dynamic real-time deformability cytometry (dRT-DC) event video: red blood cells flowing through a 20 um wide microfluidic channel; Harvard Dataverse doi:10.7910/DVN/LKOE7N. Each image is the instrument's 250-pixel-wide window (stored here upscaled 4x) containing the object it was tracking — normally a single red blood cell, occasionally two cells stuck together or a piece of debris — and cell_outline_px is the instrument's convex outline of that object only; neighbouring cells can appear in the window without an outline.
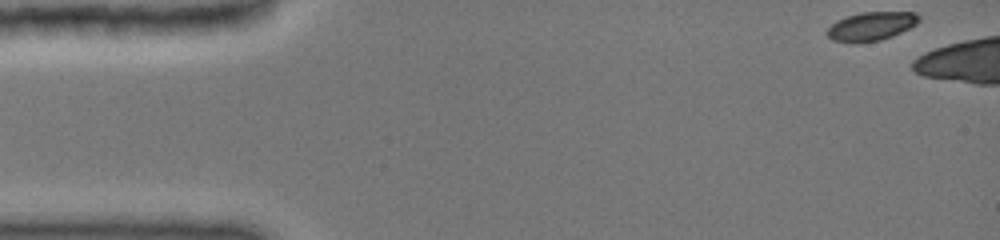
{"species": "common noctule bat (a hibernating species)", "species_latin": "Nyctalus noctula", "temperature_condition": "cold", "stored_images_in_passage": 5, "camera_frame_rate_fps": 3000, "um_per_image_px": 0.085, "animal": {"sex": "female", "body_mass_g": 19.0, "forearm_length_mm": 51.5}, "frame": {"image": 1, "passage_image": 1, "time_ms": 0.0, "image_size_px": [1000, 240], "cell_outline_px": [[920, 20], [916, 24], [900, 32], [880, 40], [832, 40], [828, 36], [828, 28], [836, 20], [860, 12], [916, 12], [920, 16]], "centroid_in_image_um": [74.1, 2.17], "position_along_channel_um": 10.9, "area_um2": 14.62}}